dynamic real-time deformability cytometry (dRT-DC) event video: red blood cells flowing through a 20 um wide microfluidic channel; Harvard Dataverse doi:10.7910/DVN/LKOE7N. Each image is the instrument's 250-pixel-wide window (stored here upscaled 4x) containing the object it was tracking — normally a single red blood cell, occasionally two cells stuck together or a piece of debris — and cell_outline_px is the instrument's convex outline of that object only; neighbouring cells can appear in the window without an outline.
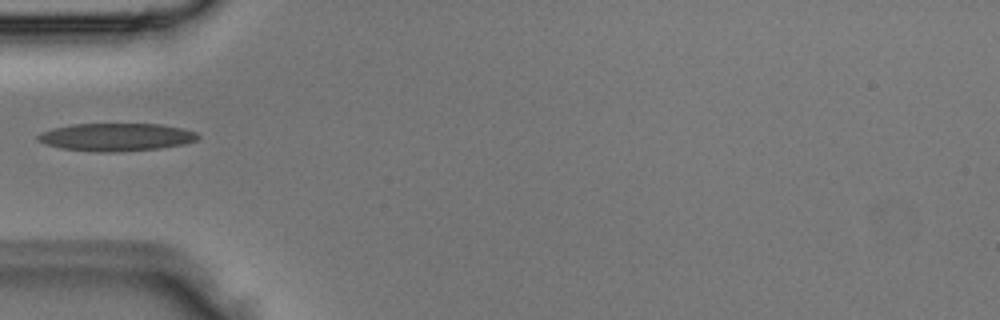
{"species": "Egyptian fruit bat (a non-hibernating species)", "species_latin": "Rousettus aegyptiacus", "temperature_condition": "room temperature", "stored_images_in_passage": 4, "camera_frame_rate_fps": 3000, "um_per_image_px": 0.085, "animal": {"sex": "male"}, "frame": {"image": 1, "passage_image": 4, "time_ms": 1.0, "image_size_px": [1000, 320], "cell_outline_px": [[200, 136], [196, 140], [184, 144], [160, 148], [116, 152], [100, 152], [60, 148], [44, 144], [36, 140], [36, 136], [40, 132], [72, 124], [160, 124], [184, 128], [196, 132]], "centroid_in_image_um": [9.87, 11.65], "position_along_channel_um": 75.1, "area_um2": 26.01}}